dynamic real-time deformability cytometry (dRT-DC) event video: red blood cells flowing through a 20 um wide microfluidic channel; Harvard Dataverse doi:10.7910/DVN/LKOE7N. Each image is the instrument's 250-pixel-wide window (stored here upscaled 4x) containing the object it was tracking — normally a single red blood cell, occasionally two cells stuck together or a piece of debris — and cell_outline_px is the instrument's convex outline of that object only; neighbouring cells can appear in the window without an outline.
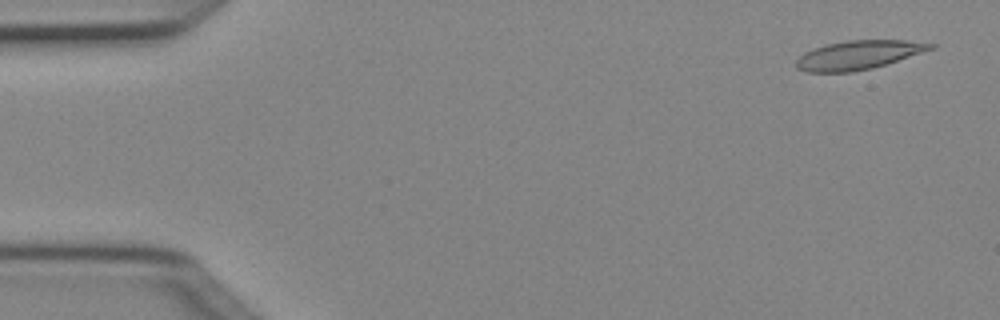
{"species": "Egyptian fruit bat (a non-hibernating species)", "species_latin": "Rousettus aegyptiacus", "temperature_condition": "cold", "stored_images_in_passage": 3, "camera_frame_rate_fps": 3000, "um_per_image_px": 0.085, "animal": {"sex": "female"}, "frame": {"image": 1, "passage_image": 1, "time_ms": 0.0, "image_size_px": [1000, 320], "cell_outline_px": [[936, 48], [872, 68], [852, 72], [808, 72], [796, 68], [796, 60], [804, 52], [812, 48], [824, 44], [848, 40], [908, 40], [936, 44]], "centroid_in_image_um": [72.95, 4.66], "position_along_channel_um": 12.1, "area_um2": 22.66}}
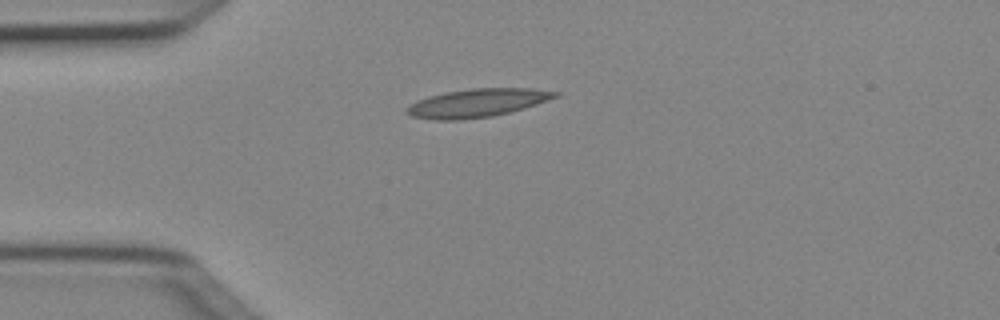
{"frame": {"image": 2, "passage_image": 3, "time_ms": 0.667, "image_size_px": [1000, 320], "cell_outline_px": [[560, 96], [524, 108], [492, 116], [460, 120], [432, 120], [412, 116], [404, 112], [404, 108], [416, 100], [428, 96], [444, 92], [472, 88], [532, 88], [560, 92]], "centroid_in_image_um": [40.52, 8.75], "position_along_channel_um": 44.5, "area_um2": 24.68}}